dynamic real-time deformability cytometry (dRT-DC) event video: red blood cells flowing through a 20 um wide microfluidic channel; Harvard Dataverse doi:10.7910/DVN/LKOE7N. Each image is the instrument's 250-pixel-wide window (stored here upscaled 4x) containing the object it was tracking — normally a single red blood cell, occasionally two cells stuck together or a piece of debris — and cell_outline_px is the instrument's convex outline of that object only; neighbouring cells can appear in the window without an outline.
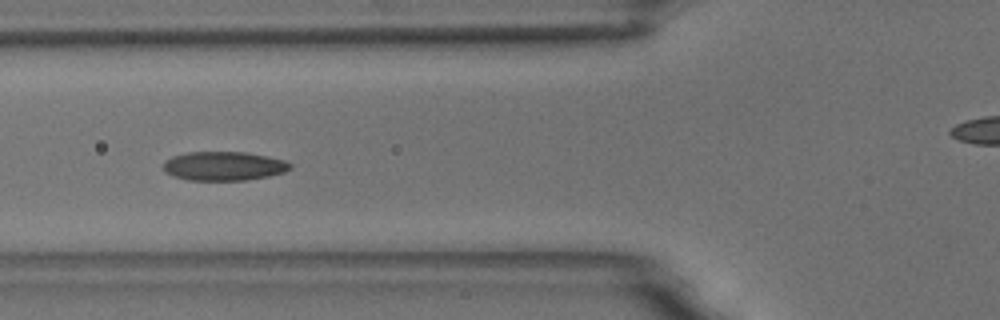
{"species": "common noctule bat (a hibernating species)", "species_latin": "Nyctalus noctula", "temperature_condition": "room temperature", "stored_images_in_passage": 15, "camera_frame_rate_fps": 3000, "um_per_image_px": 0.085, "animal": {"sex": "male", "body_mass_g": 18.8}, "frame": {"image": 1, "passage_image": 5, "time_ms": 5.333, "image_size_px": [1000, 320], "cell_outline_px": [[292, 168], [284, 172], [268, 176], [244, 180], [188, 180], [172, 176], [164, 172], [164, 160], [172, 156], [188, 152], [244, 152], [268, 156], [284, 160], [292, 164]], "centroid_in_image_um": [19.01, 14.11], "position_along_channel_um": 106.8, "area_um2": 21.5}}
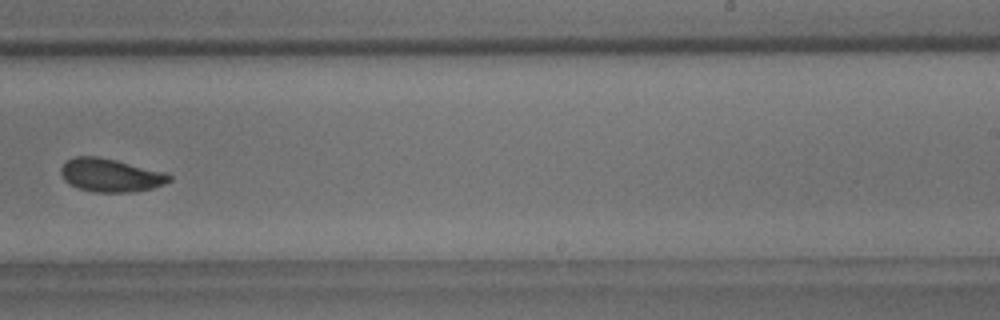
{"frame": {"image": 2, "passage_image": 9, "time_ms": 10.0, "image_size_px": [1000, 320], "cell_outline_px": [[172, 180], [164, 184], [152, 188], [132, 192], [96, 192], [76, 188], [68, 184], [64, 180], [60, 172], [60, 168], [72, 156], [96, 156], [116, 160], [164, 172], [172, 176]], "centroid_in_image_um": [9.37, 14.9], "position_along_channel_um": 279.6, "area_um2": 21.04}}
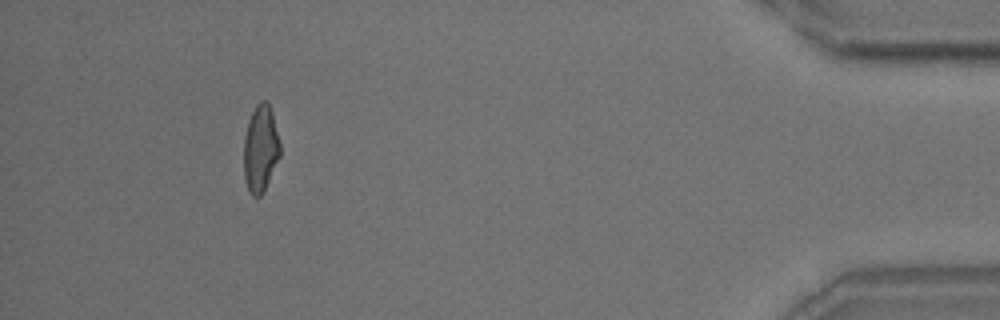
{"frame": {"image": 3, "passage_image": 15, "time_ms": 17.667, "image_size_px": [1000, 320], "cell_outline_px": [[280, 156], [264, 192], [260, 196], [252, 196], [248, 192], [244, 180], [244, 136], [248, 120], [256, 104], [260, 100], [264, 100], [268, 104], [272, 112], [280, 144]], "centroid_in_image_um": [22.13, 12.66], "position_along_channel_um": 413.1, "area_um2": 18.55}, "authors_computed_cell_mechanics": {"area_um2": 21.1548, "velocity_mm_per_s": 3.6923, "shape_relaxation_time_tau1_ms": 2.9612, "shape_relaxation_time_tau2_ms": null, "deformation_change_tau1": 0.0935, "deformation_change_tau2": null}}